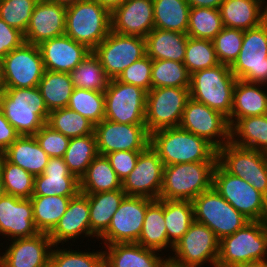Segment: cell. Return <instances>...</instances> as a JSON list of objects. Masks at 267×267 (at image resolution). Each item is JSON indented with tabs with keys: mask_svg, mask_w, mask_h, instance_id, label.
Returning <instances> with one entry per match:
<instances>
[{
	"mask_svg": "<svg viewBox=\"0 0 267 267\" xmlns=\"http://www.w3.org/2000/svg\"><path fill=\"white\" fill-rule=\"evenodd\" d=\"M150 146L158 153L164 166L188 162H217V149L211 143L180 127L152 132Z\"/></svg>",
	"mask_w": 267,
	"mask_h": 267,
	"instance_id": "1",
	"label": "cell"
},
{
	"mask_svg": "<svg viewBox=\"0 0 267 267\" xmlns=\"http://www.w3.org/2000/svg\"><path fill=\"white\" fill-rule=\"evenodd\" d=\"M0 106L6 120L20 136H33L47 122L49 111L41 92L33 88H5Z\"/></svg>",
	"mask_w": 267,
	"mask_h": 267,
	"instance_id": "2",
	"label": "cell"
},
{
	"mask_svg": "<svg viewBox=\"0 0 267 267\" xmlns=\"http://www.w3.org/2000/svg\"><path fill=\"white\" fill-rule=\"evenodd\" d=\"M111 31V12L95 0H80L66 7L65 34L91 51Z\"/></svg>",
	"mask_w": 267,
	"mask_h": 267,
	"instance_id": "3",
	"label": "cell"
},
{
	"mask_svg": "<svg viewBox=\"0 0 267 267\" xmlns=\"http://www.w3.org/2000/svg\"><path fill=\"white\" fill-rule=\"evenodd\" d=\"M217 162H188L164 166L159 199L190 200L212 188Z\"/></svg>",
	"mask_w": 267,
	"mask_h": 267,
	"instance_id": "4",
	"label": "cell"
},
{
	"mask_svg": "<svg viewBox=\"0 0 267 267\" xmlns=\"http://www.w3.org/2000/svg\"><path fill=\"white\" fill-rule=\"evenodd\" d=\"M258 260H267V221H249L219 242L216 267H237Z\"/></svg>",
	"mask_w": 267,
	"mask_h": 267,
	"instance_id": "5",
	"label": "cell"
},
{
	"mask_svg": "<svg viewBox=\"0 0 267 267\" xmlns=\"http://www.w3.org/2000/svg\"><path fill=\"white\" fill-rule=\"evenodd\" d=\"M237 78L230 66L218 64L191 74L190 98L221 112L227 118L231 115L233 91Z\"/></svg>",
	"mask_w": 267,
	"mask_h": 267,
	"instance_id": "6",
	"label": "cell"
},
{
	"mask_svg": "<svg viewBox=\"0 0 267 267\" xmlns=\"http://www.w3.org/2000/svg\"><path fill=\"white\" fill-rule=\"evenodd\" d=\"M212 187L249 221H267V197L218 163L213 172Z\"/></svg>",
	"mask_w": 267,
	"mask_h": 267,
	"instance_id": "7",
	"label": "cell"
},
{
	"mask_svg": "<svg viewBox=\"0 0 267 267\" xmlns=\"http://www.w3.org/2000/svg\"><path fill=\"white\" fill-rule=\"evenodd\" d=\"M219 240L203 223L193 221L188 231L174 245L169 264L175 267H204L209 263L216 267L219 256ZM174 254V255H173Z\"/></svg>",
	"mask_w": 267,
	"mask_h": 267,
	"instance_id": "8",
	"label": "cell"
},
{
	"mask_svg": "<svg viewBox=\"0 0 267 267\" xmlns=\"http://www.w3.org/2000/svg\"><path fill=\"white\" fill-rule=\"evenodd\" d=\"M192 203L194 220L211 229L219 241L249 222L213 187L195 197Z\"/></svg>",
	"mask_w": 267,
	"mask_h": 267,
	"instance_id": "9",
	"label": "cell"
},
{
	"mask_svg": "<svg viewBox=\"0 0 267 267\" xmlns=\"http://www.w3.org/2000/svg\"><path fill=\"white\" fill-rule=\"evenodd\" d=\"M217 163L228 173L249 182L267 197V154L234 145L217 149Z\"/></svg>",
	"mask_w": 267,
	"mask_h": 267,
	"instance_id": "10",
	"label": "cell"
},
{
	"mask_svg": "<svg viewBox=\"0 0 267 267\" xmlns=\"http://www.w3.org/2000/svg\"><path fill=\"white\" fill-rule=\"evenodd\" d=\"M189 98V88L160 87L147 92L145 126L148 132L179 127Z\"/></svg>",
	"mask_w": 267,
	"mask_h": 267,
	"instance_id": "11",
	"label": "cell"
},
{
	"mask_svg": "<svg viewBox=\"0 0 267 267\" xmlns=\"http://www.w3.org/2000/svg\"><path fill=\"white\" fill-rule=\"evenodd\" d=\"M230 69L237 79L267 84V19L244 31L240 53Z\"/></svg>",
	"mask_w": 267,
	"mask_h": 267,
	"instance_id": "12",
	"label": "cell"
},
{
	"mask_svg": "<svg viewBox=\"0 0 267 267\" xmlns=\"http://www.w3.org/2000/svg\"><path fill=\"white\" fill-rule=\"evenodd\" d=\"M146 95L140 87L110 79L104 91L105 119L122 124H145Z\"/></svg>",
	"mask_w": 267,
	"mask_h": 267,
	"instance_id": "13",
	"label": "cell"
},
{
	"mask_svg": "<svg viewBox=\"0 0 267 267\" xmlns=\"http://www.w3.org/2000/svg\"><path fill=\"white\" fill-rule=\"evenodd\" d=\"M92 52L107 76L115 79L128 66L146 55V41L140 36L121 35L111 30Z\"/></svg>",
	"mask_w": 267,
	"mask_h": 267,
	"instance_id": "14",
	"label": "cell"
},
{
	"mask_svg": "<svg viewBox=\"0 0 267 267\" xmlns=\"http://www.w3.org/2000/svg\"><path fill=\"white\" fill-rule=\"evenodd\" d=\"M4 88H33L45 72L38 46L24 43L2 58Z\"/></svg>",
	"mask_w": 267,
	"mask_h": 267,
	"instance_id": "15",
	"label": "cell"
},
{
	"mask_svg": "<svg viewBox=\"0 0 267 267\" xmlns=\"http://www.w3.org/2000/svg\"><path fill=\"white\" fill-rule=\"evenodd\" d=\"M179 127L205 138L216 149L230 142L228 119L221 112L189 98Z\"/></svg>",
	"mask_w": 267,
	"mask_h": 267,
	"instance_id": "16",
	"label": "cell"
},
{
	"mask_svg": "<svg viewBox=\"0 0 267 267\" xmlns=\"http://www.w3.org/2000/svg\"><path fill=\"white\" fill-rule=\"evenodd\" d=\"M152 199L126 196L114 215L108 229L98 238L105 245L137 243L145 218L147 206Z\"/></svg>",
	"mask_w": 267,
	"mask_h": 267,
	"instance_id": "17",
	"label": "cell"
},
{
	"mask_svg": "<svg viewBox=\"0 0 267 267\" xmlns=\"http://www.w3.org/2000/svg\"><path fill=\"white\" fill-rule=\"evenodd\" d=\"M100 155L115 151H143L150 145V133L145 124H122L103 119L94 127Z\"/></svg>",
	"mask_w": 267,
	"mask_h": 267,
	"instance_id": "18",
	"label": "cell"
},
{
	"mask_svg": "<svg viewBox=\"0 0 267 267\" xmlns=\"http://www.w3.org/2000/svg\"><path fill=\"white\" fill-rule=\"evenodd\" d=\"M163 169L158 153L149 145L140 152L135 168L122 181V189L127 196L159 199Z\"/></svg>",
	"mask_w": 267,
	"mask_h": 267,
	"instance_id": "19",
	"label": "cell"
},
{
	"mask_svg": "<svg viewBox=\"0 0 267 267\" xmlns=\"http://www.w3.org/2000/svg\"><path fill=\"white\" fill-rule=\"evenodd\" d=\"M10 241L0 253L1 267H49L53 244L47 233Z\"/></svg>",
	"mask_w": 267,
	"mask_h": 267,
	"instance_id": "20",
	"label": "cell"
},
{
	"mask_svg": "<svg viewBox=\"0 0 267 267\" xmlns=\"http://www.w3.org/2000/svg\"><path fill=\"white\" fill-rule=\"evenodd\" d=\"M30 198L5 194L0 198V236L8 241L37 235Z\"/></svg>",
	"mask_w": 267,
	"mask_h": 267,
	"instance_id": "21",
	"label": "cell"
},
{
	"mask_svg": "<svg viewBox=\"0 0 267 267\" xmlns=\"http://www.w3.org/2000/svg\"><path fill=\"white\" fill-rule=\"evenodd\" d=\"M66 7L51 0H38L24 33L25 42L38 46L65 34Z\"/></svg>",
	"mask_w": 267,
	"mask_h": 267,
	"instance_id": "22",
	"label": "cell"
},
{
	"mask_svg": "<svg viewBox=\"0 0 267 267\" xmlns=\"http://www.w3.org/2000/svg\"><path fill=\"white\" fill-rule=\"evenodd\" d=\"M153 29V0H126L111 12L115 33L145 38Z\"/></svg>",
	"mask_w": 267,
	"mask_h": 267,
	"instance_id": "23",
	"label": "cell"
},
{
	"mask_svg": "<svg viewBox=\"0 0 267 267\" xmlns=\"http://www.w3.org/2000/svg\"><path fill=\"white\" fill-rule=\"evenodd\" d=\"M45 70L70 73L92 51L66 34L44 41L38 45Z\"/></svg>",
	"mask_w": 267,
	"mask_h": 267,
	"instance_id": "24",
	"label": "cell"
},
{
	"mask_svg": "<svg viewBox=\"0 0 267 267\" xmlns=\"http://www.w3.org/2000/svg\"><path fill=\"white\" fill-rule=\"evenodd\" d=\"M48 235L52 244L58 246L71 239L75 242L79 236L97 238L90 230L88 194L79 192L71 198L66 212Z\"/></svg>",
	"mask_w": 267,
	"mask_h": 267,
	"instance_id": "25",
	"label": "cell"
},
{
	"mask_svg": "<svg viewBox=\"0 0 267 267\" xmlns=\"http://www.w3.org/2000/svg\"><path fill=\"white\" fill-rule=\"evenodd\" d=\"M79 192L80 180L69 171L63 158H49L43 174L34 176L32 196L75 197Z\"/></svg>",
	"mask_w": 267,
	"mask_h": 267,
	"instance_id": "26",
	"label": "cell"
},
{
	"mask_svg": "<svg viewBox=\"0 0 267 267\" xmlns=\"http://www.w3.org/2000/svg\"><path fill=\"white\" fill-rule=\"evenodd\" d=\"M104 267H166L169 259L138 243H116L105 246Z\"/></svg>",
	"mask_w": 267,
	"mask_h": 267,
	"instance_id": "27",
	"label": "cell"
},
{
	"mask_svg": "<svg viewBox=\"0 0 267 267\" xmlns=\"http://www.w3.org/2000/svg\"><path fill=\"white\" fill-rule=\"evenodd\" d=\"M219 10L223 25L227 28L246 31L267 19L265 0H224Z\"/></svg>",
	"mask_w": 267,
	"mask_h": 267,
	"instance_id": "28",
	"label": "cell"
},
{
	"mask_svg": "<svg viewBox=\"0 0 267 267\" xmlns=\"http://www.w3.org/2000/svg\"><path fill=\"white\" fill-rule=\"evenodd\" d=\"M260 86L267 85L237 79L231 115L227 118L230 128L241 118L267 114V90Z\"/></svg>",
	"mask_w": 267,
	"mask_h": 267,
	"instance_id": "29",
	"label": "cell"
},
{
	"mask_svg": "<svg viewBox=\"0 0 267 267\" xmlns=\"http://www.w3.org/2000/svg\"><path fill=\"white\" fill-rule=\"evenodd\" d=\"M188 35L178 31L154 28L146 37V55L152 60L183 63Z\"/></svg>",
	"mask_w": 267,
	"mask_h": 267,
	"instance_id": "30",
	"label": "cell"
},
{
	"mask_svg": "<svg viewBox=\"0 0 267 267\" xmlns=\"http://www.w3.org/2000/svg\"><path fill=\"white\" fill-rule=\"evenodd\" d=\"M2 155L33 176L43 174L50 158L34 136H19Z\"/></svg>",
	"mask_w": 267,
	"mask_h": 267,
	"instance_id": "31",
	"label": "cell"
},
{
	"mask_svg": "<svg viewBox=\"0 0 267 267\" xmlns=\"http://www.w3.org/2000/svg\"><path fill=\"white\" fill-rule=\"evenodd\" d=\"M137 243L157 252H161L164 249L173 251L174 246L168 241L165 226L164 199H154L147 206L142 230Z\"/></svg>",
	"mask_w": 267,
	"mask_h": 267,
	"instance_id": "32",
	"label": "cell"
},
{
	"mask_svg": "<svg viewBox=\"0 0 267 267\" xmlns=\"http://www.w3.org/2000/svg\"><path fill=\"white\" fill-rule=\"evenodd\" d=\"M126 196L123 189L88 194L90 230L97 239L108 229L112 216Z\"/></svg>",
	"mask_w": 267,
	"mask_h": 267,
	"instance_id": "33",
	"label": "cell"
},
{
	"mask_svg": "<svg viewBox=\"0 0 267 267\" xmlns=\"http://www.w3.org/2000/svg\"><path fill=\"white\" fill-rule=\"evenodd\" d=\"M122 189V181L111 167L106 155L98 154L80 178V192L93 194Z\"/></svg>",
	"mask_w": 267,
	"mask_h": 267,
	"instance_id": "34",
	"label": "cell"
},
{
	"mask_svg": "<svg viewBox=\"0 0 267 267\" xmlns=\"http://www.w3.org/2000/svg\"><path fill=\"white\" fill-rule=\"evenodd\" d=\"M230 141L267 154V114L239 119L230 128Z\"/></svg>",
	"mask_w": 267,
	"mask_h": 267,
	"instance_id": "35",
	"label": "cell"
},
{
	"mask_svg": "<svg viewBox=\"0 0 267 267\" xmlns=\"http://www.w3.org/2000/svg\"><path fill=\"white\" fill-rule=\"evenodd\" d=\"M190 9L187 0H153L154 28L187 34Z\"/></svg>",
	"mask_w": 267,
	"mask_h": 267,
	"instance_id": "36",
	"label": "cell"
},
{
	"mask_svg": "<svg viewBox=\"0 0 267 267\" xmlns=\"http://www.w3.org/2000/svg\"><path fill=\"white\" fill-rule=\"evenodd\" d=\"M38 88L50 112L68 106L74 85L70 73L45 70Z\"/></svg>",
	"mask_w": 267,
	"mask_h": 267,
	"instance_id": "37",
	"label": "cell"
},
{
	"mask_svg": "<svg viewBox=\"0 0 267 267\" xmlns=\"http://www.w3.org/2000/svg\"><path fill=\"white\" fill-rule=\"evenodd\" d=\"M73 197L32 196L34 224L39 233L49 234L66 212Z\"/></svg>",
	"mask_w": 267,
	"mask_h": 267,
	"instance_id": "38",
	"label": "cell"
},
{
	"mask_svg": "<svg viewBox=\"0 0 267 267\" xmlns=\"http://www.w3.org/2000/svg\"><path fill=\"white\" fill-rule=\"evenodd\" d=\"M164 220L168 241L174 246L194 221L192 201L164 199Z\"/></svg>",
	"mask_w": 267,
	"mask_h": 267,
	"instance_id": "39",
	"label": "cell"
},
{
	"mask_svg": "<svg viewBox=\"0 0 267 267\" xmlns=\"http://www.w3.org/2000/svg\"><path fill=\"white\" fill-rule=\"evenodd\" d=\"M98 154L95 135L89 134L70 138L63 159L69 171L80 180Z\"/></svg>",
	"mask_w": 267,
	"mask_h": 267,
	"instance_id": "40",
	"label": "cell"
},
{
	"mask_svg": "<svg viewBox=\"0 0 267 267\" xmlns=\"http://www.w3.org/2000/svg\"><path fill=\"white\" fill-rule=\"evenodd\" d=\"M46 124L68 138L94 134L95 127L87 118L68 107L50 111Z\"/></svg>",
	"mask_w": 267,
	"mask_h": 267,
	"instance_id": "41",
	"label": "cell"
},
{
	"mask_svg": "<svg viewBox=\"0 0 267 267\" xmlns=\"http://www.w3.org/2000/svg\"><path fill=\"white\" fill-rule=\"evenodd\" d=\"M74 88L104 92L110 78L98 58L91 52L75 69L70 72Z\"/></svg>",
	"mask_w": 267,
	"mask_h": 267,
	"instance_id": "42",
	"label": "cell"
},
{
	"mask_svg": "<svg viewBox=\"0 0 267 267\" xmlns=\"http://www.w3.org/2000/svg\"><path fill=\"white\" fill-rule=\"evenodd\" d=\"M223 28L219 9L191 7L187 28L189 37L213 40Z\"/></svg>",
	"mask_w": 267,
	"mask_h": 267,
	"instance_id": "43",
	"label": "cell"
},
{
	"mask_svg": "<svg viewBox=\"0 0 267 267\" xmlns=\"http://www.w3.org/2000/svg\"><path fill=\"white\" fill-rule=\"evenodd\" d=\"M191 75L184 63L172 60H153L151 89L160 87L190 88Z\"/></svg>",
	"mask_w": 267,
	"mask_h": 267,
	"instance_id": "44",
	"label": "cell"
},
{
	"mask_svg": "<svg viewBox=\"0 0 267 267\" xmlns=\"http://www.w3.org/2000/svg\"><path fill=\"white\" fill-rule=\"evenodd\" d=\"M67 107L96 125L105 119L104 92L74 88Z\"/></svg>",
	"mask_w": 267,
	"mask_h": 267,
	"instance_id": "45",
	"label": "cell"
},
{
	"mask_svg": "<svg viewBox=\"0 0 267 267\" xmlns=\"http://www.w3.org/2000/svg\"><path fill=\"white\" fill-rule=\"evenodd\" d=\"M0 171L6 194L19 198H31L34 192V176L12 164L0 154Z\"/></svg>",
	"mask_w": 267,
	"mask_h": 267,
	"instance_id": "46",
	"label": "cell"
},
{
	"mask_svg": "<svg viewBox=\"0 0 267 267\" xmlns=\"http://www.w3.org/2000/svg\"><path fill=\"white\" fill-rule=\"evenodd\" d=\"M53 245L49 267H104V251L82 252ZM68 249V250H67ZM71 250V251H70Z\"/></svg>",
	"mask_w": 267,
	"mask_h": 267,
	"instance_id": "47",
	"label": "cell"
},
{
	"mask_svg": "<svg viewBox=\"0 0 267 267\" xmlns=\"http://www.w3.org/2000/svg\"><path fill=\"white\" fill-rule=\"evenodd\" d=\"M183 63L190 75L220 64L212 40L196 39L189 36Z\"/></svg>",
	"mask_w": 267,
	"mask_h": 267,
	"instance_id": "48",
	"label": "cell"
},
{
	"mask_svg": "<svg viewBox=\"0 0 267 267\" xmlns=\"http://www.w3.org/2000/svg\"><path fill=\"white\" fill-rule=\"evenodd\" d=\"M38 0H0V18L25 33Z\"/></svg>",
	"mask_w": 267,
	"mask_h": 267,
	"instance_id": "49",
	"label": "cell"
},
{
	"mask_svg": "<svg viewBox=\"0 0 267 267\" xmlns=\"http://www.w3.org/2000/svg\"><path fill=\"white\" fill-rule=\"evenodd\" d=\"M244 31L224 27L212 40L217 58L221 64L231 66L240 53Z\"/></svg>",
	"mask_w": 267,
	"mask_h": 267,
	"instance_id": "50",
	"label": "cell"
},
{
	"mask_svg": "<svg viewBox=\"0 0 267 267\" xmlns=\"http://www.w3.org/2000/svg\"><path fill=\"white\" fill-rule=\"evenodd\" d=\"M152 61L150 57L145 55L128 66L116 79L149 92L151 90Z\"/></svg>",
	"mask_w": 267,
	"mask_h": 267,
	"instance_id": "51",
	"label": "cell"
},
{
	"mask_svg": "<svg viewBox=\"0 0 267 267\" xmlns=\"http://www.w3.org/2000/svg\"><path fill=\"white\" fill-rule=\"evenodd\" d=\"M39 146L51 157L63 158L70 138L45 124L33 135Z\"/></svg>",
	"mask_w": 267,
	"mask_h": 267,
	"instance_id": "52",
	"label": "cell"
},
{
	"mask_svg": "<svg viewBox=\"0 0 267 267\" xmlns=\"http://www.w3.org/2000/svg\"><path fill=\"white\" fill-rule=\"evenodd\" d=\"M140 152L141 151L120 150L106 154L111 167L121 181L135 168Z\"/></svg>",
	"mask_w": 267,
	"mask_h": 267,
	"instance_id": "53",
	"label": "cell"
},
{
	"mask_svg": "<svg viewBox=\"0 0 267 267\" xmlns=\"http://www.w3.org/2000/svg\"><path fill=\"white\" fill-rule=\"evenodd\" d=\"M24 43V33L9 26L0 18V59Z\"/></svg>",
	"mask_w": 267,
	"mask_h": 267,
	"instance_id": "54",
	"label": "cell"
},
{
	"mask_svg": "<svg viewBox=\"0 0 267 267\" xmlns=\"http://www.w3.org/2000/svg\"><path fill=\"white\" fill-rule=\"evenodd\" d=\"M20 135L6 120L0 106V154H2Z\"/></svg>",
	"mask_w": 267,
	"mask_h": 267,
	"instance_id": "55",
	"label": "cell"
},
{
	"mask_svg": "<svg viewBox=\"0 0 267 267\" xmlns=\"http://www.w3.org/2000/svg\"><path fill=\"white\" fill-rule=\"evenodd\" d=\"M224 0H187L190 7H205L219 9Z\"/></svg>",
	"mask_w": 267,
	"mask_h": 267,
	"instance_id": "56",
	"label": "cell"
},
{
	"mask_svg": "<svg viewBox=\"0 0 267 267\" xmlns=\"http://www.w3.org/2000/svg\"><path fill=\"white\" fill-rule=\"evenodd\" d=\"M103 7L112 12L116 7L123 4L126 0H95Z\"/></svg>",
	"mask_w": 267,
	"mask_h": 267,
	"instance_id": "57",
	"label": "cell"
},
{
	"mask_svg": "<svg viewBox=\"0 0 267 267\" xmlns=\"http://www.w3.org/2000/svg\"><path fill=\"white\" fill-rule=\"evenodd\" d=\"M237 267H267V260H258L241 264Z\"/></svg>",
	"mask_w": 267,
	"mask_h": 267,
	"instance_id": "58",
	"label": "cell"
},
{
	"mask_svg": "<svg viewBox=\"0 0 267 267\" xmlns=\"http://www.w3.org/2000/svg\"><path fill=\"white\" fill-rule=\"evenodd\" d=\"M51 1H53L54 3L60 4V5H63L65 7H68L70 5L75 4L76 2L80 0H51Z\"/></svg>",
	"mask_w": 267,
	"mask_h": 267,
	"instance_id": "59",
	"label": "cell"
},
{
	"mask_svg": "<svg viewBox=\"0 0 267 267\" xmlns=\"http://www.w3.org/2000/svg\"><path fill=\"white\" fill-rule=\"evenodd\" d=\"M3 70H2V59H0V94L4 90Z\"/></svg>",
	"mask_w": 267,
	"mask_h": 267,
	"instance_id": "60",
	"label": "cell"
},
{
	"mask_svg": "<svg viewBox=\"0 0 267 267\" xmlns=\"http://www.w3.org/2000/svg\"><path fill=\"white\" fill-rule=\"evenodd\" d=\"M5 194H6V192H5V188H4V184H3V178H2L1 171H0V198Z\"/></svg>",
	"mask_w": 267,
	"mask_h": 267,
	"instance_id": "61",
	"label": "cell"
},
{
	"mask_svg": "<svg viewBox=\"0 0 267 267\" xmlns=\"http://www.w3.org/2000/svg\"><path fill=\"white\" fill-rule=\"evenodd\" d=\"M166 267H175V266H173V265H171V264H168Z\"/></svg>",
	"mask_w": 267,
	"mask_h": 267,
	"instance_id": "62",
	"label": "cell"
}]
</instances>
